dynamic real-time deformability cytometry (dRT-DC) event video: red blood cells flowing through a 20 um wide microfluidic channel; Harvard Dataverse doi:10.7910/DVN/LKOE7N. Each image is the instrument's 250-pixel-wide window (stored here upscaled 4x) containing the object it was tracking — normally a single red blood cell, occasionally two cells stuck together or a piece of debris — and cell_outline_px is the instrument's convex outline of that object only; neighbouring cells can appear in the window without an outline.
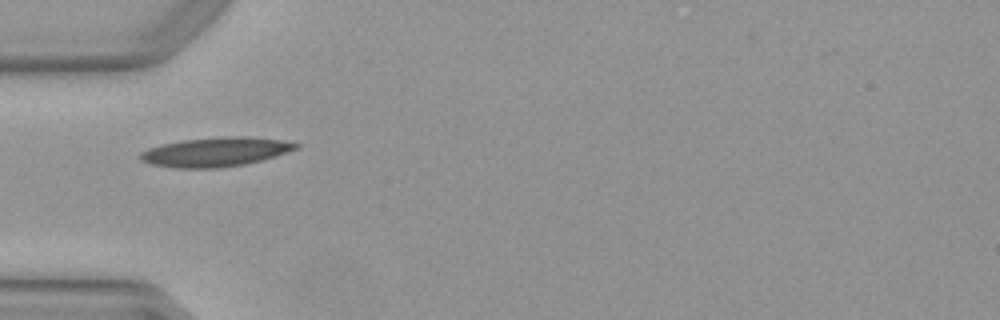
{"species": "Egyptian fruit bat (a non-hibernating species)", "species_latin": "Rousettus aegyptiacus", "temperature_condition": "warm", "stored_images_in_passage": 14, "camera_frame_rate_fps": 3000, "um_per_image_px": 0.085, "animal": {"sex": "female"}, "frame": {"image": 1, "passage_image": 1, "time_ms": 0.0, "image_size_px": [1000, 320], "cell_outline_px": [[300, 148], [276, 156], [244, 164], [220, 168], [176, 168], [148, 164], [140, 160], [136, 156], [140, 152], [148, 148], [160, 144], [184, 140], [224, 136], [248, 136], [284, 140], [300, 144]], "centroid_in_image_um": [18.3, 12.91], "position_along_channel_um": 66.7, "area_um2": 26.88}}
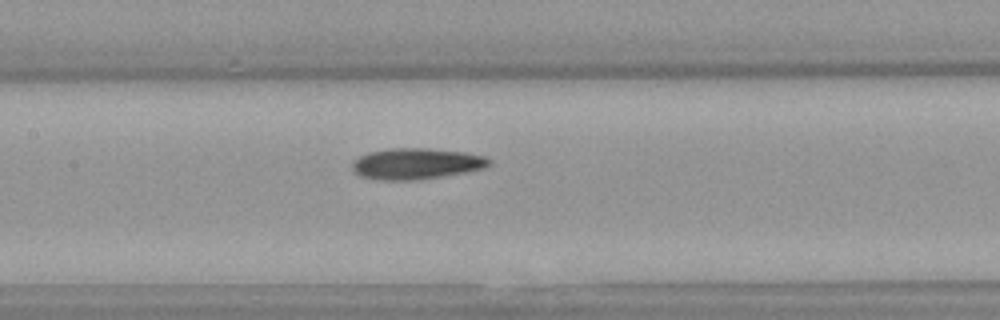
{"frame": {"image": 2, "passage_image": 9, "time_ms": 2.667, "image_size_px": [1000, 320], "cell_outline_px": [[492, 164], [484, 168], [468, 172], [416, 180], [380, 180], [360, 176], [352, 168], [352, 160], [368, 152], [392, 148], [428, 148], [464, 152], [484, 156], [492, 160]], "centroid_in_image_um": [35.4, 13.91], "position_along_channel_um": 172.0, "area_um2": 24.91}}
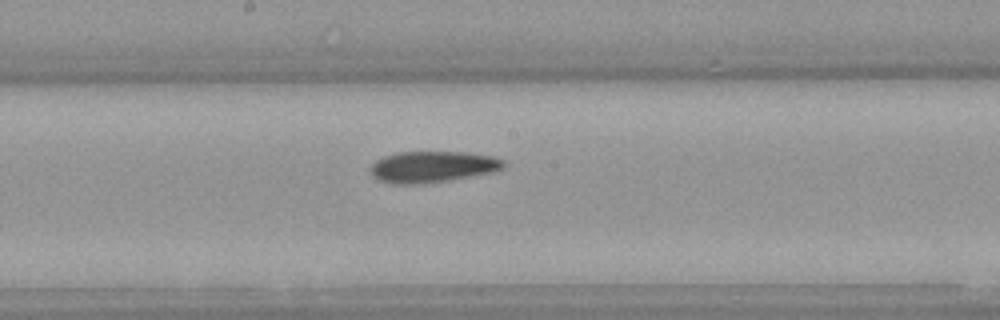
{"frame": {"image": 3, "passage_image": 12, "time_ms": 3.667, "image_size_px": [1000, 320], "cell_outline_px": [[508, 164], [504, 168], [492, 172], [428, 184], [388, 184], [376, 180], [368, 172], [368, 168], [376, 160], [384, 156], [396, 152], [464, 152], [492, 156], [504, 160]], "centroid_in_image_um": [36.71, 14.19], "position_along_channel_um": 211.5, "area_um2": 24.8}}